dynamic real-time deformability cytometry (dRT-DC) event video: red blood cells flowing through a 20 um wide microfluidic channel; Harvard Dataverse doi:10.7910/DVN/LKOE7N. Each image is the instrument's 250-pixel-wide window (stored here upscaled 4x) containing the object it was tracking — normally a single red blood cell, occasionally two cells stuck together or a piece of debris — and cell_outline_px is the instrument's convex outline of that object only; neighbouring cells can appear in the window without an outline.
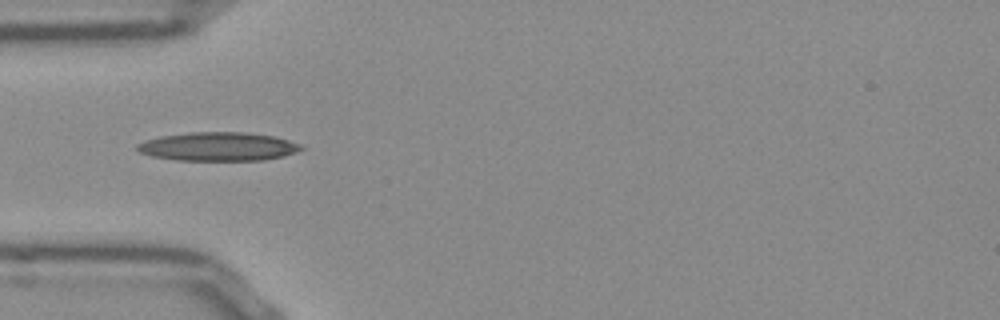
{"species": "Egyptian fruit bat (a non-hibernating species)", "species_latin": "Rousettus aegyptiacus", "temperature_condition": "room temperature", "stored_images_in_passage": 32, "camera_frame_rate_fps": 3000, "um_per_image_px": 0.085, "frame": {"image": 1, "passage_image": 1, "time_ms": 0.0, "image_size_px": [1000, 320], "cell_outline_px": [[304, 148], [296, 152], [284, 156], [264, 160], [176, 160], [152, 156], [140, 152], [136, 148], [136, 144], [144, 140], [160, 136], [192, 132], [244, 132], [272, 136], [288, 140], [300, 144]], "centroid_in_image_um": [18.52, 12.46], "position_along_channel_um": 66.5, "area_um2": 27.34}}
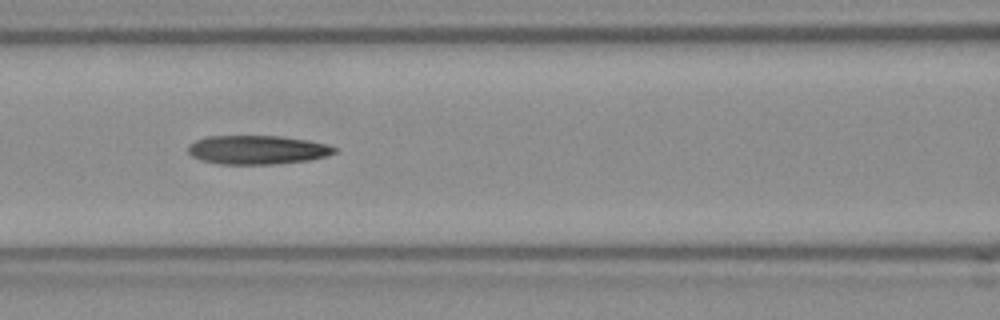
{"frame": {"image": 2, "passage_image": 7, "time_ms": 2.0, "image_size_px": [1000, 320], "cell_outline_px": [[336, 152], [328, 156], [308, 160], [272, 164], [216, 164], [200, 160], [192, 156], [188, 152], [188, 144], [196, 140], [208, 136], [280, 136], [308, 140], [324, 144], [336, 148]], "centroid_in_image_um": [21.83, 12.74], "position_along_channel_um": 144.8, "area_um2": 24.62}}
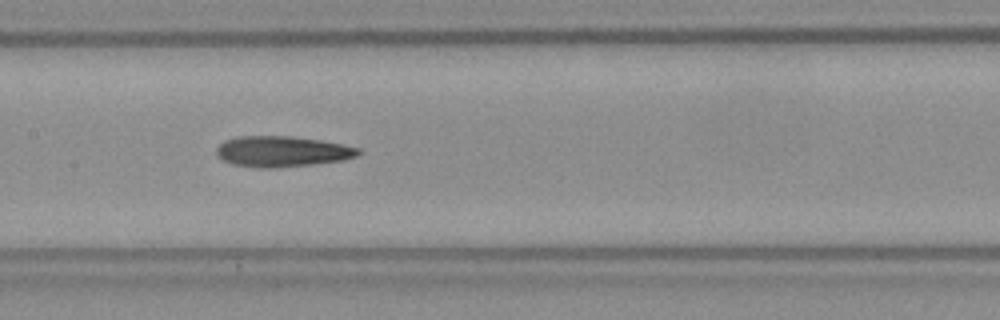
{"frame": {"image": 3, "passage_image": 10, "time_ms": 3.0, "image_size_px": [1000, 320], "cell_outline_px": [[364, 152], [356, 156], [344, 160], [316, 164], [276, 168], [256, 168], [232, 164], [216, 156], [216, 148], [224, 140], [236, 136], [292, 136], [320, 140], [360, 148]], "centroid_in_image_um": [23.97, 12.88], "position_along_channel_um": 183.4, "area_um2": 25.72}, "authors_computed_cell_mechanics": {"area_um2": 24.5939, "velocity_mm_per_s": 3.8599, "shape_relaxation_time_tau1_ms": 5.8539, "shape_relaxation_time_tau2_ms": 9.5129, "deformation_change_tau1": 0.1799, "deformation_change_tau2": 0.2477}}